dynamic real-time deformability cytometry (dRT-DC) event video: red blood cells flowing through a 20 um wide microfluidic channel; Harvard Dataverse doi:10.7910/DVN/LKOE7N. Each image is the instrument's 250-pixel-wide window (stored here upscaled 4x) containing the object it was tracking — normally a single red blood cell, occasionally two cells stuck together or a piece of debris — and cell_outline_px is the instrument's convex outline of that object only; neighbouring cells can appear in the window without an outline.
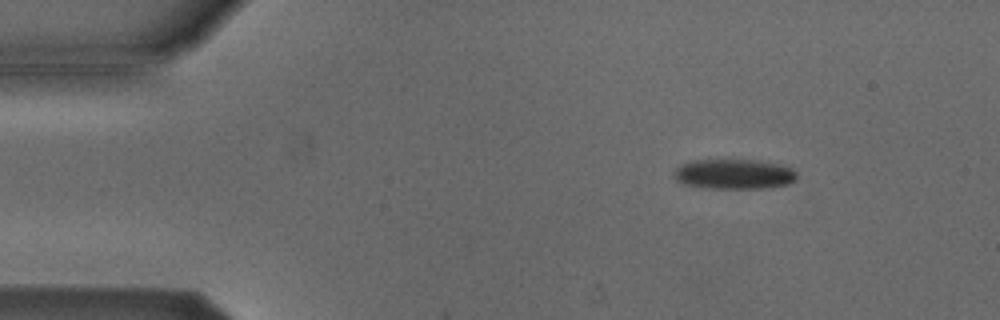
{"species": "Egyptian fruit bat (a non-hibernating species)", "species_latin": "Rousettus aegyptiacus", "temperature_condition": "cold", "stored_images_in_passage": 36, "camera_frame_rate_fps": 3000, "um_per_image_px": 0.085, "animal": {"sex": "male"}, "frame": {"image": 1, "passage_image": 2, "time_ms": 0.333, "image_size_px": [1000, 320], "cell_outline_px": [[796, 180], [788, 184], [772, 188], [704, 188], [680, 184], [676, 180], [672, 172], [680, 164], [692, 160], [756, 160], [776, 164], [792, 168], [796, 172]], "centroid_in_image_um": [62.34, 14.81], "position_along_channel_um": 22.7, "area_um2": 21.73}}
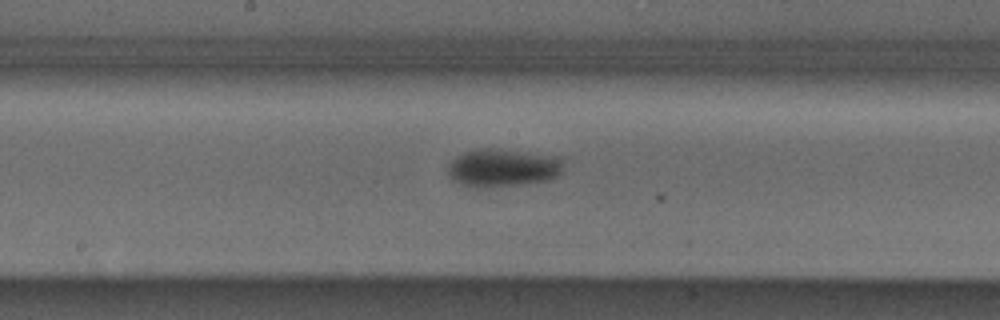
{"frame": {"image": 2, "passage_image": 22, "time_ms": 7.0, "image_size_px": [1000, 320], "cell_outline_px": [[560, 172], [556, 176], [548, 180], [520, 184], [480, 188], [472, 188], [460, 184], [448, 176], [448, 164], [456, 156], [464, 152], [480, 148], [500, 148], [556, 156], [560, 160]], "centroid_in_image_um": [42.65, 14.26], "position_along_channel_um": 205.5, "area_um2": 25.55}}
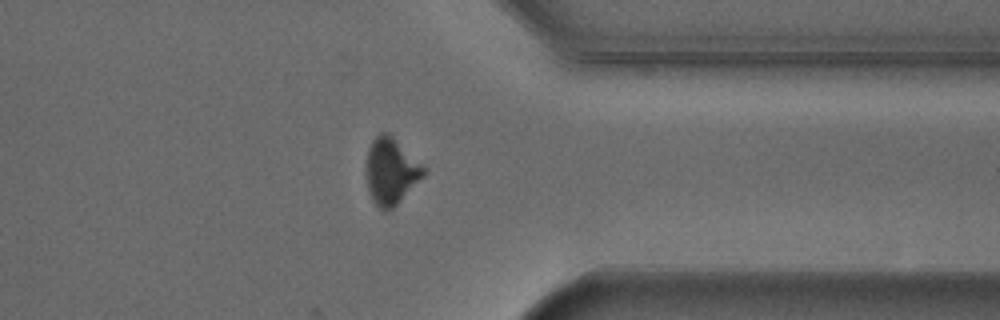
{"frame": {"image": 3, "passage_image": 36, "time_ms": 11.667, "image_size_px": [1000, 320], "cell_outline_px": [[424, 176], [392, 208], [384, 212], [372, 200], [368, 188], [364, 172], [364, 168], [368, 148], [372, 140], [380, 132], [388, 132], [424, 168]], "centroid_in_image_um": [33.16, 14.55], "position_along_channel_um": 378.2, "area_um2": 21.96}, "authors_computed_cell_mechanics": {"area_um2": 24.1893, "velocity_mm_per_s": 3.8655, "shape_relaxation_time_tau1_ms": 2.73, "shape_relaxation_time_tau2_ms": null, "deformation_change_tau1": 0.0861, "deformation_change_tau2": null}}